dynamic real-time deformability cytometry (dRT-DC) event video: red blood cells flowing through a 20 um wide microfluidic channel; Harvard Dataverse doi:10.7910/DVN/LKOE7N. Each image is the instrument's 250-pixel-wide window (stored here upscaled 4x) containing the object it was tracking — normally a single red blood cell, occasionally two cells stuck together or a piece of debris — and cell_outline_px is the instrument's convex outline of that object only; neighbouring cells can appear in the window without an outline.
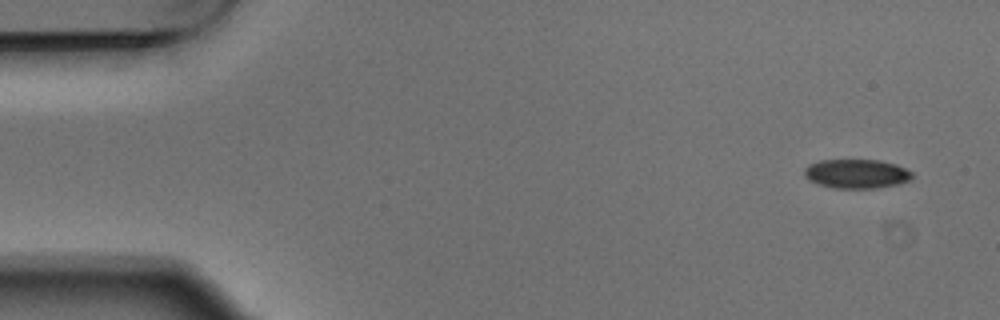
{"species": "Egyptian fruit bat (a non-hibernating species)", "species_latin": "Rousettus aegyptiacus", "temperature_condition": "warm", "stored_images_in_passage": 4, "camera_frame_rate_fps": 3000, "um_per_image_px": 0.085, "animal": {"sex": "male"}, "frame": {"image": 1, "passage_image": 1, "time_ms": 0.0, "image_size_px": [1000, 320], "cell_outline_px": [[912, 180], [896, 184], [876, 188], [832, 188], [808, 180], [804, 176], [804, 168], [808, 164], [820, 160], [880, 160], [896, 164], [912, 172]], "centroid_in_image_um": [72.78, 14.76], "position_along_channel_um": 12.2, "area_um2": 18.38}}
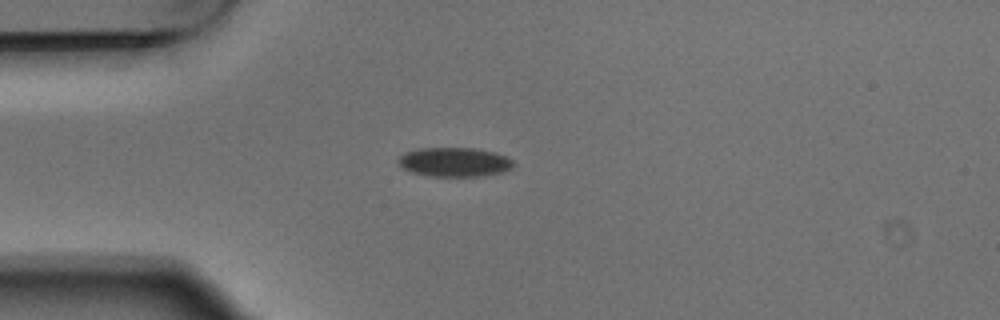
{"frame": {"image": 2, "passage_image": 4, "time_ms": 1.0, "image_size_px": [1000, 320], "cell_outline_px": [[516, 164], [512, 168], [500, 172], [480, 176], [428, 176], [412, 172], [404, 168], [396, 160], [404, 152], [420, 148], [476, 148], [492, 152], [504, 156], [512, 160]], "centroid_in_image_um": [38.61, 13.77], "position_along_channel_um": 46.4, "area_um2": 19.48}}